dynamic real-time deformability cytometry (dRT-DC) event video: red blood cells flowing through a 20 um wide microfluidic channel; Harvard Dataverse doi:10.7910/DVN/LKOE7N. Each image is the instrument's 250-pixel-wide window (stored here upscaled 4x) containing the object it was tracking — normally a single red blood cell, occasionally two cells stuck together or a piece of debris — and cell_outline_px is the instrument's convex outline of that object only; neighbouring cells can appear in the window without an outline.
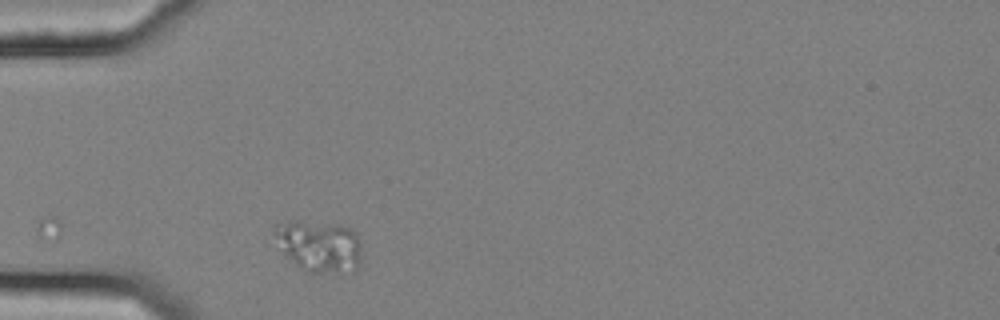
{"species": "common noctule bat (a hibernating species)", "species_latin": "Nyctalus noctula", "temperature_condition": "cold", "stored_images_in_passage": 5, "camera_frame_rate_fps": 3000, "um_per_image_px": 0.085, "animal": {"sex": "female", "body_mass_g": 25.1}, "frame": {"image": 1, "passage_image": 1, "time_ms": 0.0, "image_size_px": [1000, 320], "cell_outline_px": [[360, 256], [356, 268], [352, 272], [308, 272], [284, 256], [280, 252], [272, 232], [276, 224], [288, 220], [296, 220], [340, 224], [352, 228], [356, 232], [360, 244]], "centroid_in_image_um": [27.08, 20.87], "position_along_channel_um": 57.9, "area_um2": 26.7}}
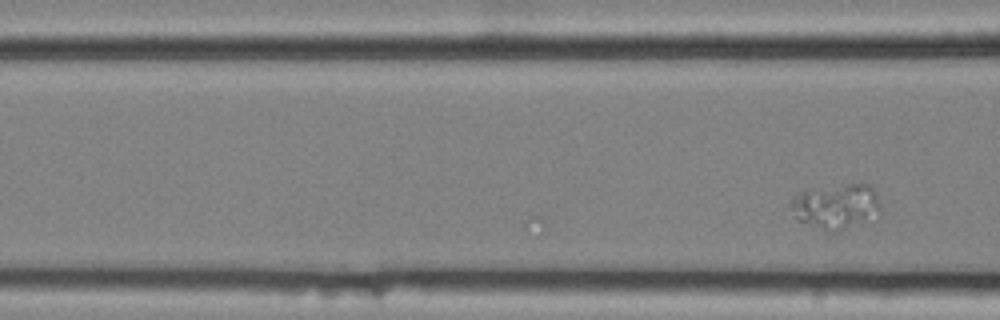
{"frame": {"image": 2, "passage_image": 5, "time_ms": 1.333, "image_size_px": [1000, 320], "cell_outline_px": [[880, 216], [876, 220], [836, 232], [832, 232], [800, 220], [796, 216], [788, 204], [792, 196], [800, 192], [848, 184], [868, 184], [876, 192], [880, 204]], "centroid_in_image_um": [71.16, 17.56], "position_along_channel_um": 95.4, "area_um2": 23.64}}